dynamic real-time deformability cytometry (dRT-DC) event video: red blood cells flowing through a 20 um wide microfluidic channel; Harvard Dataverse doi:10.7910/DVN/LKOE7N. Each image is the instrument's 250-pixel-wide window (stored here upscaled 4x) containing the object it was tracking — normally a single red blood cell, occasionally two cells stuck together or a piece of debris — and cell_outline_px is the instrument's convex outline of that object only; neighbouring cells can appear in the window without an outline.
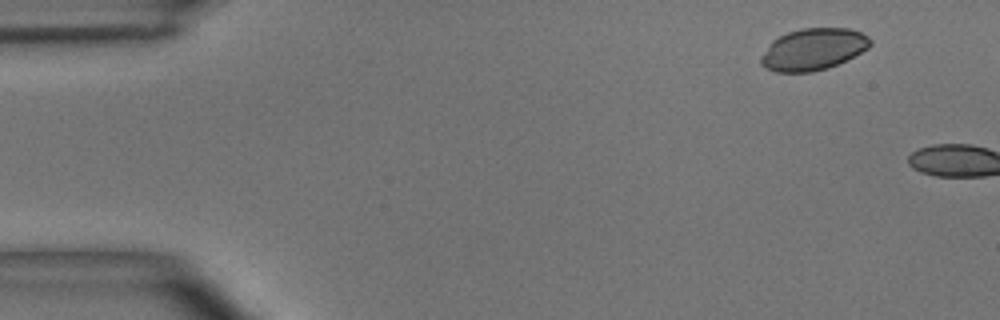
{"species": "common noctule bat (a hibernating species)", "species_latin": "Nyctalus noctula", "temperature_condition": "room temperature", "stored_images_in_passage": 3, "camera_frame_rate_fps": 3000, "um_per_image_px": 0.085, "animal": {"sex": "male", "body_mass_g": 15.6}, "frame": {"image": 1, "passage_image": 1, "time_ms": 0.0, "image_size_px": [1000, 320], "cell_outline_px": [[872, 44], [868, 48], [828, 68], [812, 72], [776, 72], [764, 68], [760, 64], [760, 60], [772, 40], [788, 32], [800, 28], [848, 28], [860, 32], [868, 36], [872, 40]], "centroid_in_image_um": [69.11, 4.19], "position_along_channel_um": 15.9, "area_um2": 26.41}}